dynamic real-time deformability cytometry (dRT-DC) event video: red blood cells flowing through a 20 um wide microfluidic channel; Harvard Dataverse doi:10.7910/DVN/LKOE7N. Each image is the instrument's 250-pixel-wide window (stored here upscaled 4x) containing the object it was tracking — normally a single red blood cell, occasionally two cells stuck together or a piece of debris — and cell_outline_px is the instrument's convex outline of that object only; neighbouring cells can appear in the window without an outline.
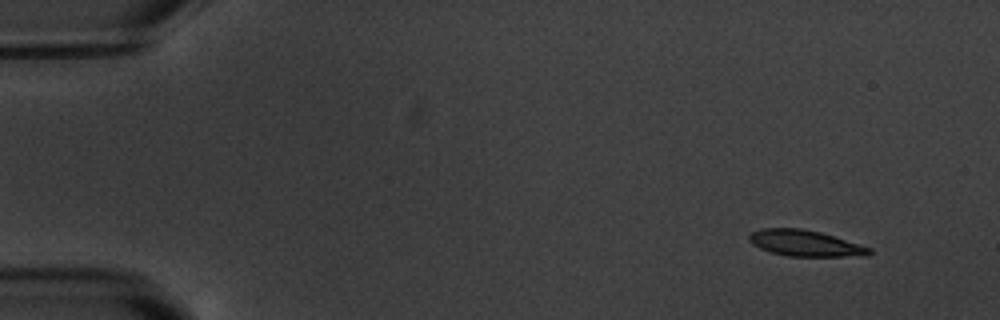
{"species": "common noctule bat (a hibernating species)", "species_latin": "Nyctalus noctula", "temperature_condition": "warm", "stored_images_in_passage": 7, "camera_frame_rate_fps": 3000, "um_per_image_px": 0.085, "animal": {"sex": "male", "body_mass_g": 20.1, "forearm_length_mm": 53.5}, "frame": {"image": 1, "passage_image": 1, "time_ms": 0.0, "image_size_px": [1000, 320], "cell_outline_px": [[872, 252], [868, 256], [788, 256], [772, 252], [760, 248], [752, 244], [748, 240], [748, 236], [752, 232], [760, 228], [800, 228], [820, 232], [872, 248]], "centroid_in_image_um": [68.43, 20.67], "position_along_channel_um": 16.6, "area_um2": 18.21}}
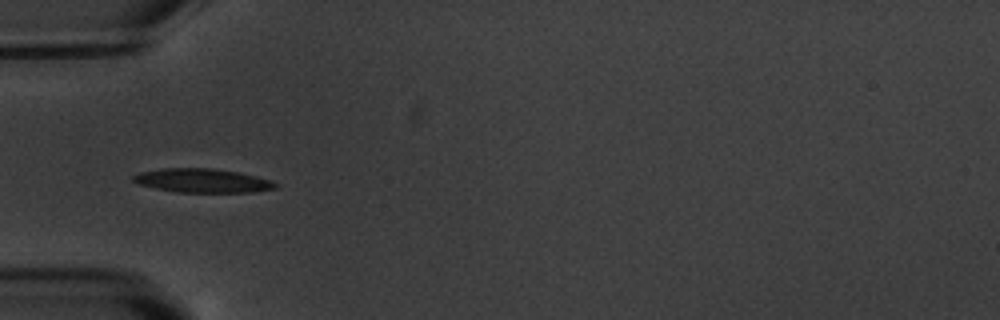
{"frame": {"image": 2, "passage_image": 5, "time_ms": 4.667, "image_size_px": [1000, 320], "cell_outline_px": [[280, 184], [276, 188], [252, 192], [176, 192], [156, 188], [140, 184], [132, 180], [132, 176], [140, 172], [164, 168], [212, 168], [240, 172], [272, 180]], "centroid_in_image_um": [17.25, 15.35], "position_along_channel_um": 67.7, "area_um2": 19.83}}
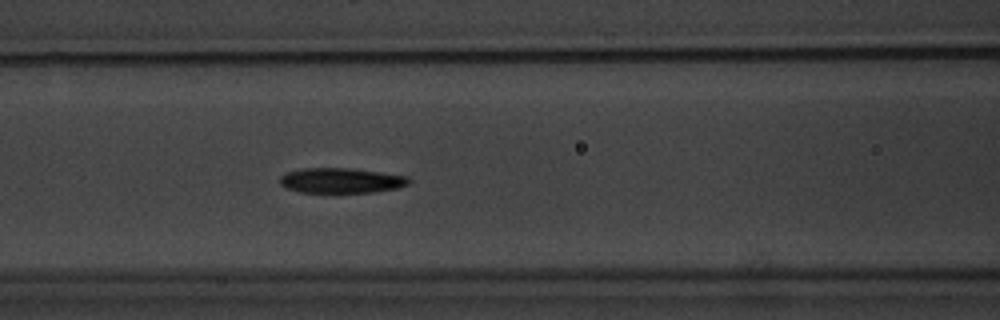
{"frame": {"image": 3, "passage_image": 7, "time_ms": 6.667, "image_size_px": [1000, 320], "cell_outline_px": [[412, 180], [408, 184], [400, 188], [372, 192], [300, 192], [284, 188], [280, 184], [280, 176], [284, 172], [304, 168], [352, 168], [408, 176]], "centroid_in_image_um": [28.99, 15.34], "position_along_channel_um": 137.6, "area_um2": 19.07}}